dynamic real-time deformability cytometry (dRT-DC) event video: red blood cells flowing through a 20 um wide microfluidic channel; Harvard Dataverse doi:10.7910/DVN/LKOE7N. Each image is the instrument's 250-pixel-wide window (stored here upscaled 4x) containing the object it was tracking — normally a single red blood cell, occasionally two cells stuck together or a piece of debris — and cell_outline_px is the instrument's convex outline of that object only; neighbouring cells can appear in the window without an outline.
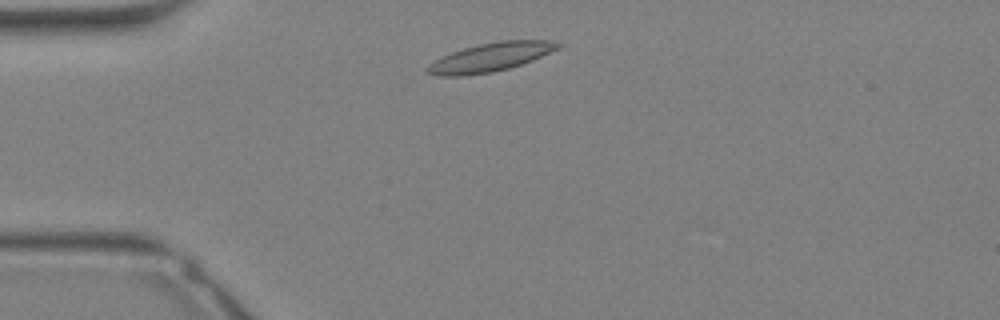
{"species": "Egyptian fruit bat (a non-hibernating species)", "species_latin": "Rousettus aegyptiacus", "temperature_condition": "warm", "stored_images_in_passage": 28, "camera_frame_rate_fps": 3000, "um_per_image_px": 0.085, "animal": {"sex": "female"}, "frame": {"image": 1, "passage_image": 3, "time_ms": 0.667, "image_size_px": [1000, 320], "cell_outline_px": [[564, 44], [560, 48], [532, 60], [508, 68], [492, 72], [460, 76], [440, 76], [424, 72], [424, 68], [428, 64], [452, 52], [464, 48], [480, 44], [500, 40], [548, 40]], "centroid_in_image_um": [41.68, 4.86], "position_along_channel_um": 43.3, "area_um2": 21.68}}
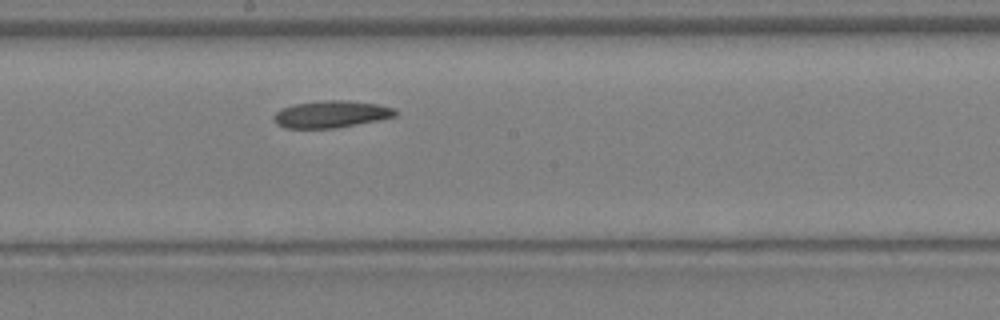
{"frame": {"image": 2, "passage_image": 13, "time_ms": 4.0, "image_size_px": [1000, 320], "cell_outline_px": [[396, 116], [380, 120], [336, 128], [284, 128], [276, 124], [276, 112], [284, 108], [296, 104], [324, 100], [344, 100], [376, 104], [392, 108], [396, 112]], "centroid_in_image_um": [28.17, 9.72], "position_along_channel_um": 220.0, "area_um2": 18.79}}
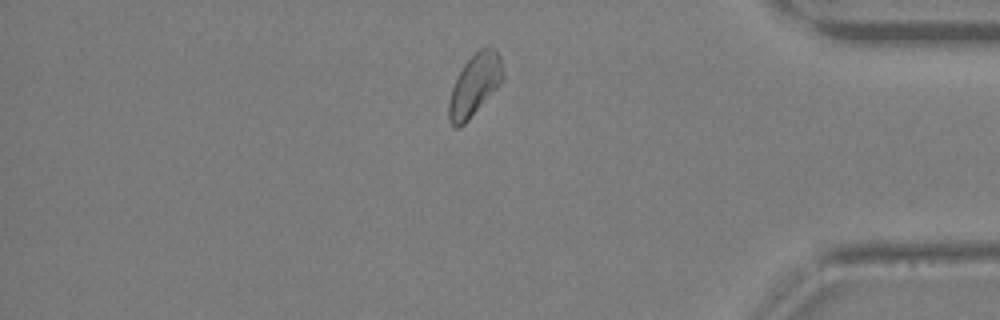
{"frame": {"image": 3, "passage_image": 23, "time_ms": 7.333, "image_size_px": [1000, 320], "cell_outline_px": [[504, 76], [500, 84], [468, 120], [460, 128], [452, 128], [448, 120], [448, 104], [452, 88], [464, 64], [480, 48], [496, 48], [500, 56]], "centroid_in_image_um": [40.33, 7.26], "position_along_channel_um": 394.9, "area_um2": 19.25}}